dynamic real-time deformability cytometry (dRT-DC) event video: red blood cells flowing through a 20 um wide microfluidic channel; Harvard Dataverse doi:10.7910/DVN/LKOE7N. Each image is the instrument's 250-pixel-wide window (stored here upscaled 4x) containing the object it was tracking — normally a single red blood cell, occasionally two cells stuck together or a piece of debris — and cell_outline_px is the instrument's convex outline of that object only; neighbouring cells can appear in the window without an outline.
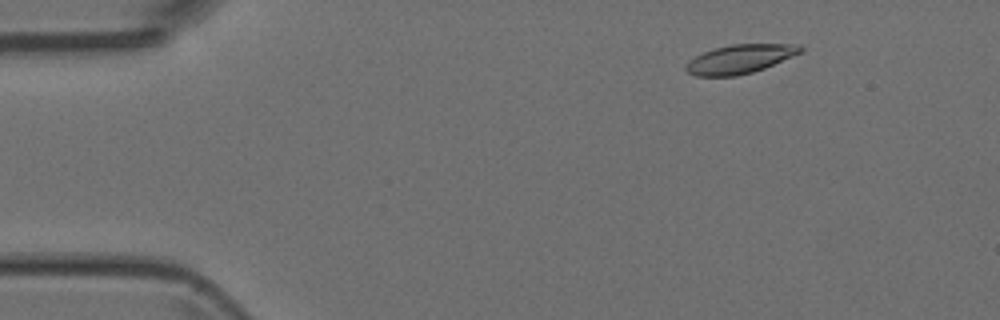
{"species": "Egyptian fruit bat (a non-hibernating species)", "species_latin": "Rousettus aegyptiacus", "temperature_condition": "room temperature", "stored_images_in_passage": 6, "camera_frame_rate_fps": 3000, "um_per_image_px": 0.085, "animal": {"sex": "female"}, "frame": {"image": 1, "passage_image": 2, "time_ms": 1.0, "image_size_px": [1000, 320], "cell_outline_px": [[804, 48], [800, 52], [792, 56], [764, 68], [752, 72], [736, 76], [696, 76], [688, 72], [684, 68], [684, 64], [688, 60], [704, 52], [716, 48], [732, 44], [800, 44]], "centroid_in_image_um": [62.86, 5.02], "position_along_channel_um": 22.1, "area_um2": 19.13}}
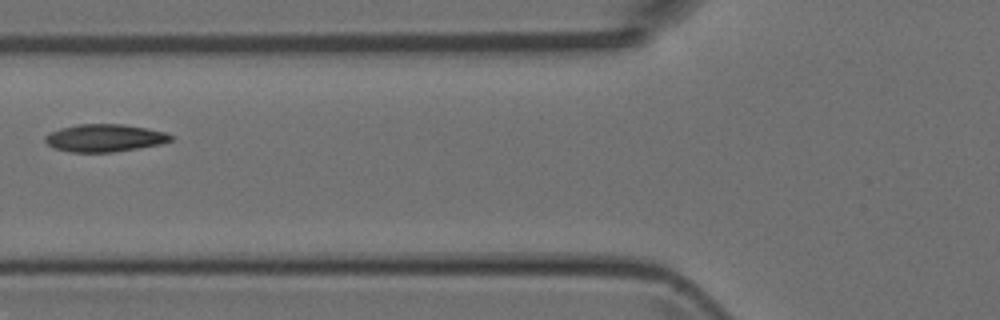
{"frame": {"image": 2, "passage_image": 5, "time_ms": 5.333, "image_size_px": [1000, 320], "cell_outline_px": [[172, 140], [160, 144], [112, 152], [68, 152], [52, 148], [44, 140], [44, 136], [48, 132], [60, 128], [76, 124], [124, 124], [164, 132], [172, 136]], "centroid_in_image_um": [8.81, 11.72], "position_along_channel_um": 117.0, "area_um2": 20.17}}
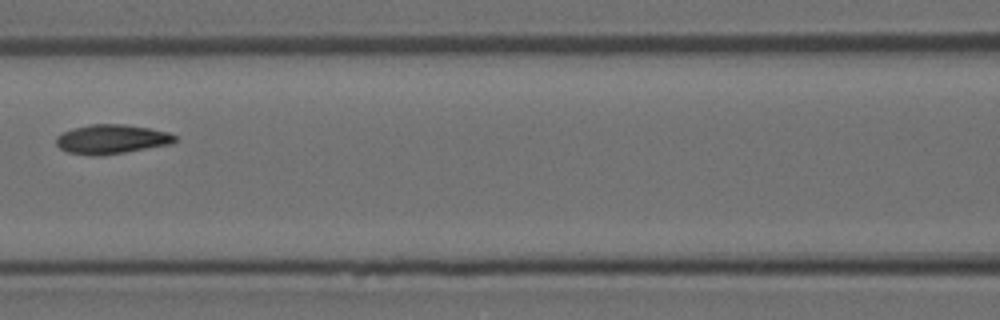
{"frame": {"image": 3, "passage_image": 6, "time_ms": 6.333, "image_size_px": [1000, 320], "cell_outline_px": [[176, 140], [172, 144], [100, 156], [88, 156], [68, 152], [60, 148], [56, 144], [56, 136], [72, 128], [92, 124], [124, 124], [148, 128], [168, 132], [176, 136]], "centroid_in_image_um": [9.46, 11.84], "position_along_channel_um": 157.1, "area_um2": 20.29}}